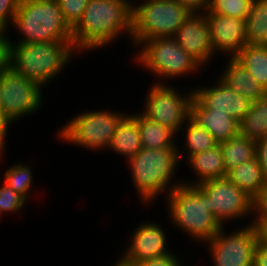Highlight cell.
I'll return each mask as SVG.
<instances>
[{
    "mask_svg": "<svg viewBox=\"0 0 267 266\" xmlns=\"http://www.w3.org/2000/svg\"><path fill=\"white\" fill-rule=\"evenodd\" d=\"M219 145L223 153L226 172L255 157L256 141L240 133Z\"/></svg>",
    "mask_w": 267,
    "mask_h": 266,
    "instance_id": "603a6c76",
    "label": "cell"
},
{
    "mask_svg": "<svg viewBox=\"0 0 267 266\" xmlns=\"http://www.w3.org/2000/svg\"><path fill=\"white\" fill-rule=\"evenodd\" d=\"M165 235L164 230L154 223L141 225L132 235V242H130V246L121 259L134 266L143 260L157 258L171 253L165 248Z\"/></svg>",
    "mask_w": 267,
    "mask_h": 266,
    "instance_id": "2e32d148",
    "label": "cell"
},
{
    "mask_svg": "<svg viewBox=\"0 0 267 266\" xmlns=\"http://www.w3.org/2000/svg\"><path fill=\"white\" fill-rule=\"evenodd\" d=\"M174 38L200 65H204L214 54L204 12L190 14L177 30Z\"/></svg>",
    "mask_w": 267,
    "mask_h": 266,
    "instance_id": "5bb4252c",
    "label": "cell"
},
{
    "mask_svg": "<svg viewBox=\"0 0 267 266\" xmlns=\"http://www.w3.org/2000/svg\"><path fill=\"white\" fill-rule=\"evenodd\" d=\"M4 182L27 200L32 183V171L27 165L16 164L5 172Z\"/></svg>",
    "mask_w": 267,
    "mask_h": 266,
    "instance_id": "83f0119b",
    "label": "cell"
},
{
    "mask_svg": "<svg viewBox=\"0 0 267 266\" xmlns=\"http://www.w3.org/2000/svg\"><path fill=\"white\" fill-rule=\"evenodd\" d=\"M179 2L190 14H200L203 9L205 13L208 11L210 0H176Z\"/></svg>",
    "mask_w": 267,
    "mask_h": 266,
    "instance_id": "8d00e7d4",
    "label": "cell"
},
{
    "mask_svg": "<svg viewBox=\"0 0 267 266\" xmlns=\"http://www.w3.org/2000/svg\"><path fill=\"white\" fill-rule=\"evenodd\" d=\"M221 81L243 98L256 102L267 95V90L234 58H230Z\"/></svg>",
    "mask_w": 267,
    "mask_h": 266,
    "instance_id": "ac0fdd59",
    "label": "cell"
},
{
    "mask_svg": "<svg viewBox=\"0 0 267 266\" xmlns=\"http://www.w3.org/2000/svg\"><path fill=\"white\" fill-rule=\"evenodd\" d=\"M178 261L174 254L169 253L161 257L143 260L134 266H180Z\"/></svg>",
    "mask_w": 267,
    "mask_h": 266,
    "instance_id": "836d02e7",
    "label": "cell"
},
{
    "mask_svg": "<svg viewBox=\"0 0 267 266\" xmlns=\"http://www.w3.org/2000/svg\"><path fill=\"white\" fill-rule=\"evenodd\" d=\"M25 199L5 183L0 187V217L4 212L18 211L25 204Z\"/></svg>",
    "mask_w": 267,
    "mask_h": 266,
    "instance_id": "4dcf8cb0",
    "label": "cell"
},
{
    "mask_svg": "<svg viewBox=\"0 0 267 266\" xmlns=\"http://www.w3.org/2000/svg\"><path fill=\"white\" fill-rule=\"evenodd\" d=\"M21 0H0V25L7 27L10 21L13 23Z\"/></svg>",
    "mask_w": 267,
    "mask_h": 266,
    "instance_id": "1f68e13d",
    "label": "cell"
},
{
    "mask_svg": "<svg viewBox=\"0 0 267 266\" xmlns=\"http://www.w3.org/2000/svg\"><path fill=\"white\" fill-rule=\"evenodd\" d=\"M240 134L257 141L267 136V95L252 102L250 110L239 122Z\"/></svg>",
    "mask_w": 267,
    "mask_h": 266,
    "instance_id": "484cf974",
    "label": "cell"
},
{
    "mask_svg": "<svg viewBox=\"0 0 267 266\" xmlns=\"http://www.w3.org/2000/svg\"><path fill=\"white\" fill-rule=\"evenodd\" d=\"M245 25L248 45L267 46V0H253Z\"/></svg>",
    "mask_w": 267,
    "mask_h": 266,
    "instance_id": "cb8c5ba5",
    "label": "cell"
},
{
    "mask_svg": "<svg viewBox=\"0 0 267 266\" xmlns=\"http://www.w3.org/2000/svg\"><path fill=\"white\" fill-rule=\"evenodd\" d=\"M138 126L142 148H177L174 144L175 133L148 118L144 113L138 114Z\"/></svg>",
    "mask_w": 267,
    "mask_h": 266,
    "instance_id": "7402d4cb",
    "label": "cell"
},
{
    "mask_svg": "<svg viewBox=\"0 0 267 266\" xmlns=\"http://www.w3.org/2000/svg\"><path fill=\"white\" fill-rule=\"evenodd\" d=\"M259 242L267 247V218H254Z\"/></svg>",
    "mask_w": 267,
    "mask_h": 266,
    "instance_id": "f35d334b",
    "label": "cell"
},
{
    "mask_svg": "<svg viewBox=\"0 0 267 266\" xmlns=\"http://www.w3.org/2000/svg\"><path fill=\"white\" fill-rule=\"evenodd\" d=\"M252 266H267V247L260 242L255 247Z\"/></svg>",
    "mask_w": 267,
    "mask_h": 266,
    "instance_id": "74e56055",
    "label": "cell"
},
{
    "mask_svg": "<svg viewBox=\"0 0 267 266\" xmlns=\"http://www.w3.org/2000/svg\"><path fill=\"white\" fill-rule=\"evenodd\" d=\"M234 59L267 90V46L247 44Z\"/></svg>",
    "mask_w": 267,
    "mask_h": 266,
    "instance_id": "d4e9b609",
    "label": "cell"
},
{
    "mask_svg": "<svg viewBox=\"0 0 267 266\" xmlns=\"http://www.w3.org/2000/svg\"><path fill=\"white\" fill-rule=\"evenodd\" d=\"M64 21L72 29L80 20L89 0H57Z\"/></svg>",
    "mask_w": 267,
    "mask_h": 266,
    "instance_id": "f546056e",
    "label": "cell"
},
{
    "mask_svg": "<svg viewBox=\"0 0 267 266\" xmlns=\"http://www.w3.org/2000/svg\"><path fill=\"white\" fill-rule=\"evenodd\" d=\"M223 228L206 242L211 248L214 266H252L259 242L254 222L229 235Z\"/></svg>",
    "mask_w": 267,
    "mask_h": 266,
    "instance_id": "7c38bea8",
    "label": "cell"
},
{
    "mask_svg": "<svg viewBox=\"0 0 267 266\" xmlns=\"http://www.w3.org/2000/svg\"><path fill=\"white\" fill-rule=\"evenodd\" d=\"M213 51L230 53L235 58L247 45L245 19L204 13Z\"/></svg>",
    "mask_w": 267,
    "mask_h": 266,
    "instance_id": "4fadbf2b",
    "label": "cell"
},
{
    "mask_svg": "<svg viewBox=\"0 0 267 266\" xmlns=\"http://www.w3.org/2000/svg\"><path fill=\"white\" fill-rule=\"evenodd\" d=\"M133 6L132 39L139 46L143 41L174 37L190 13L176 0H145Z\"/></svg>",
    "mask_w": 267,
    "mask_h": 266,
    "instance_id": "5b68a950",
    "label": "cell"
},
{
    "mask_svg": "<svg viewBox=\"0 0 267 266\" xmlns=\"http://www.w3.org/2000/svg\"><path fill=\"white\" fill-rule=\"evenodd\" d=\"M177 148H142L128 160L138 194L148 202L166 190L179 162Z\"/></svg>",
    "mask_w": 267,
    "mask_h": 266,
    "instance_id": "8992f818",
    "label": "cell"
},
{
    "mask_svg": "<svg viewBox=\"0 0 267 266\" xmlns=\"http://www.w3.org/2000/svg\"><path fill=\"white\" fill-rule=\"evenodd\" d=\"M13 25L24 35L17 44L73 41L57 0H21Z\"/></svg>",
    "mask_w": 267,
    "mask_h": 266,
    "instance_id": "277c9868",
    "label": "cell"
},
{
    "mask_svg": "<svg viewBox=\"0 0 267 266\" xmlns=\"http://www.w3.org/2000/svg\"><path fill=\"white\" fill-rule=\"evenodd\" d=\"M141 45L143 48L137 60L156 76L178 77L196 71L201 66L174 37L153 38L143 41Z\"/></svg>",
    "mask_w": 267,
    "mask_h": 266,
    "instance_id": "52a82bcc",
    "label": "cell"
},
{
    "mask_svg": "<svg viewBox=\"0 0 267 266\" xmlns=\"http://www.w3.org/2000/svg\"><path fill=\"white\" fill-rule=\"evenodd\" d=\"M188 128L186 129V146L188 147V157L211 150L218 146V142L203 127H200L191 118L188 119Z\"/></svg>",
    "mask_w": 267,
    "mask_h": 266,
    "instance_id": "4316f807",
    "label": "cell"
},
{
    "mask_svg": "<svg viewBox=\"0 0 267 266\" xmlns=\"http://www.w3.org/2000/svg\"><path fill=\"white\" fill-rule=\"evenodd\" d=\"M226 177L253 200L259 195L265 182L256 156L229 170Z\"/></svg>",
    "mask_w": 267,
    "mask_h": 266,
    "instance_id": "44dd1931",
    "label": "cell"
},
{
    "mask_svg": "<svg viewBox=\"0 0 267 266\" xmlns=\"http://www.w3.org/2000/svg\"><path fill=\"white\" fill-rule=\"evenodd\" d=\"M126 115L110 111L79 114L66 124L59 136L65 141L91 149L109 147L117 126Z\"/></svg>",
    "mask_w": 267,
    "mask_h": 266,
    "instance_id": "ba28073f",
    "label": "cell"
},
{
    "mask_svg": "<svg viewBox=\"0 0 267 266\" xmlns=\"http://www.w3.org/2000/svg\"><path fill=\"white\" fill-rule=\"evenodd\" d=\"M34 81L28 80L11 67L0 71V95L4 109V129L8 125L35 112L41 105L42 92Z\"/></svg>",
    "mask_w": 267,
    "mask_h": 266,
    "instance_id": "9c48e42d",
    "label": "cell"
},
{
    "mask_svg": "<svg viewBox=\"0 0 267 266\" xmlns=\"http://www.w3.org/2000/svg\"><path fill=\"white\" fill-rule=\"evenodd\" d=\"M253 0H210L208 11L237 19H246Z\"/></svg>",
    "mask_w": 267,
    "mask_h": 266,
    "instance_id": "f1b7e54d",
    "label": "cell"
},
{
    "mask_svg": "<svg viewBox=\"0 0 267 266\" xmlns=\"http://www.w3.org/2000/svg\"><path fill=\"white\" fill-rule=\"evenodd\" d=\"M108 148L125 155L129 160L141 149L140 130L138 126V114L126 115L116 128Z\"/></svg>",
    "mask_w": 267,
    "mask_h": 266,
    "instance_id": "d6986e66",
    "label": "cell"
},
{
    "mask_svg": "<svg viewBox=\"0 0 267 266\" xmlns=\"http://www.w3.org/2000/svg\"><path fill=\"white\" fill-rule=\"evenodd\" d=\"M168 193L171 219L192 237L204 243L222 229L209 210L208 196L197 185L176 183Z\"/></svg>",
    "mask_w": 267,
    "mask_h": 266,
    "instance_id": "3957f363",
    "label": "cell"
},
{
    "mask_svg": "<svg viewBox=\"0 0 267 266\" xmlns=\"http://www.w3.org/2000/svg\"><path fill=\"white\" fill-rule=\"evenodd\" d=\"M73 41L37 42L13 45L10 41L9 67L40 87L55 77L71 59Z\"/></svg>",
    "mask_w": 267,
    "mask_h": 266,
    "instance_id": "7a4b0ae2",
    "label": "cell"
},
{
    "mask_svg": "<svg viewBox=\"0 0 267 266\" xmlns=\"http://www.w3.org/2000/svg\"><path fill=\"white\" fill-rule=\"evenodd\" d=\"M0 125L4 128V109L0 95Z\"/></svg>",
    "mask_w": 267,
    "mask_h": 266,
    "instance_id": "60d3db41",
    "label": "cell"
},
{
    "mask_svg": "<svg viewBox=\"0 0 267 266\" xmlns=\"http://www.w3.org/2000/svg\"><path fill=\"white\" fill-rule=\"evenodd\" d=\"M207 196L209 210L223 226L225 220L246 216L254 211V201L227 177L197 185Z\"/></svg>",
    "mask_w": 267,
    "mask_h": 266,
    "instance_id": "8fae6325",
    "label": "cell"
},
{
    "mask_svg": "<svg viewBox=\"0 0 267 266\" xmlns=\"http://www.w3.org/2000/svg\"><path fill=\"white\" fill-rule=\"evenodd\" d=\"M132 12L133 3L129 0H89L79 22L72 28L74 49L103 47L122 31L131 37Z\"/></svg>",
    "mask_w": 267,
    "mask_h": 266,
    "instance_id": "6da1fadb",
    "label": "cell"
},
{
    "mask_svg": "<svg viewBox=\"0 0 267 266\" xmlns=\"http://www.w3.org/2000/svg\"><path fill=\"white\" fill-rule=\"evenodd\" d=\"M189 158L191 167L197 173V182L191 185H198L204 181L223 178L227 176L223 153L220 145L201 153L192 155Z\"/></svg>",
    "mask_w": 267,
    "mask_h": 266,
    "instance_id": "ffe728a7",
    "label": "cell"
},
{
    "mask_svg": "<svg viewBox=\"0 0 267 266\" xmlns=\"http://www.w3.org/2000/svg\"><path fill=\"white\" fill-rule=\"evenodd\" d=\"M5 31L6 27L2 26L0 28V71L9 66L10 40L5 37Z\"/></svg>",
    "mask_w": 267,
    "mask_h": 266,
    "instance_id": "d590c367",
    "label": "cell"
},
{
    "mask_svg": "<svg viewBox=\"0 0 267 266\" xmlns=\"http://www.w3.org/2000/svg\"><path fill=\"white\" fill-rule=\"evenodd\" d=\"M256 218H267V180L264 182L259 195L253 200ZM257 210V211H256Z\"/></svg>",
    "mask_w": 267,
    "mask_h": 266,
    "instance_id": "e575fe53",
    "label": "cell"
},
{
    "mask_svg": "<svg viewBox=\"0 0 267 266\" xmlns=\"http://www.w3.org/2000/svg\"><path fill=\"white\" fill-rule=\"evenodd\" d=\"M114 266H133L131 264H128L124 262L122 259L118 260V262Z\"/></svg>",
    "mask_w": 267,
    "mask_h": 266,
    "instance_id": "b9f144b4",
    "label": "cell"
},
{
    "mask_svg": "<svg viewBox=\"0 0 267 266\" xmlns=\"http://www.w3.org/2000/svg\"><path fill=\"white\" fill-rule=\"evenodd\" d=\"M184 96L164 83H156L150 88L143 113L148 118L176 133L182 127V124L190 118L193 92Z\"/></svg>",
    "mask_w": 267,
    "mask_h": 266,
    "instance_id": "30bf717a",
    "label": "cell"
},
{
    "mask_svg": "<svg viewBox=\"0 0 267 266\" xmlns=\"http://www.w3.org/2000/svg\"><path fill=\"white\" fill-rule=\"evenodd\" d=\"M7 131L0 125V153H2Z\"/></svg>",
    "mask_w": 267,
    "mask_h": 266,
    "instance_id": "ab89813d",
    "label": "cell"
},
{
    "mask_svg": "<svg viewBox=\"0 0 267 266\" xmlns=\"http://www.w3.org/2000/svg\"><path fill=\"white\" fill-rule=\"evenodd\" d=\"M255 156L260 163L262 176L267 180V136L256 141Z\"/></svg>",
    "mask_w": 267,
    "mask_h": 266,
    "instance_id": "d6a6232c",
    "label": "cell"
},
{
    "mask_svg": "<svg viewBox=\"0 0 267 266\" xmlns=\"http://www.w3.org/2000/svg\"><path fill=\"white\" fill-rule=\"evenodd\" d=\"M190 118L207 130L218 144L240 133L239 122L227 113L205 108L194 96L190 104Z\"/></svg>",
    "mask_w": 267,
    "mask_h": 266,
    "instance_id": "e0dca14e",
    "label": "cell"
},
{
    "mask_svg": "<svg viewBox=\"0 0 267 266\" xmlns=\"http://www.w3.org/2000/svg\"><path fill=\"white\" fill-rule=\"evenodd\" d=\"M212 88L194 89L193 96L205 107L214 112L227 113L240 122L250 110L252 102L243 98L221 80Z\"/></svg>",
    "mask_w": 267,
    "mask_h": 266,
    "instance_id": "9a60e30c",
    "label": "cell"
}]
</instances>
